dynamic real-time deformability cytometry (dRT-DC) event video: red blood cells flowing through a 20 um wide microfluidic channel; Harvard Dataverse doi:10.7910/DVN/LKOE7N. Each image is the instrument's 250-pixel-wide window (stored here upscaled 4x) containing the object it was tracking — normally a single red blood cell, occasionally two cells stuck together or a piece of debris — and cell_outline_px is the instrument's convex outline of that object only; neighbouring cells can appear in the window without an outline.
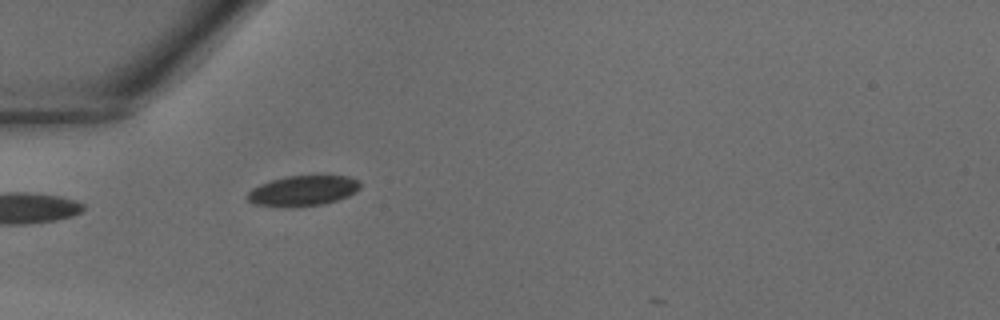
{"species": "common noctule bat (a hibernating species)", "species_latin": "Nyctalus noctula", "temperature_condition": "warm", "stored_images_in_passage": 25, "camera_frame_rate_fps": 3000, "um_per_image_px": 0.085, "animal": {"sex": "male", "body_mass_g": 18.8}, "frame": {"image": 1, "passage_image": 1, "time_ms": 0.0, "image_size_px": [1000, 320], "cell_outline_px": [[360, 188], [356, 192], [348, 196], [324, 204], [296, 208], [288, 208], [256, 204], [248, 200], [244, 196], [252, 188], [260, 184], [272, 180], [288, 176], [348, 176], [360, 180]], "centroid_in_image_um": [25.74, 16.23], "position_along_channel_um": 59.3, "area_um2": 20.17}}
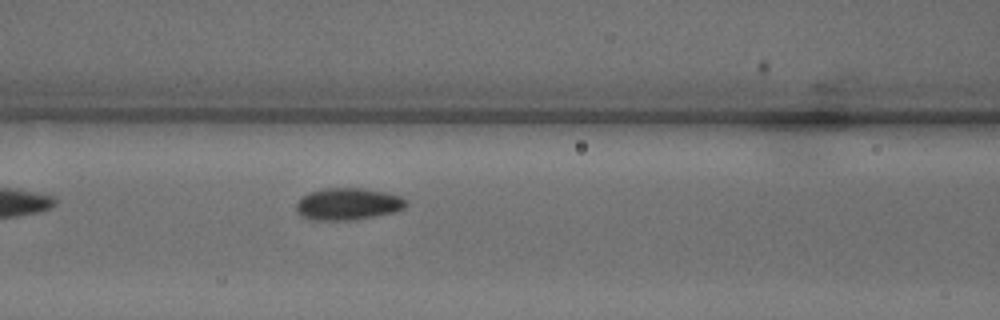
{"frame": {"image": 2, "passage_image": 6, "time_ms": 1.667, "image_size_px": [1000, 320], "cell_outline_px": [[408, 204], [404, 208], [396, 212], [356, 220], [312, 220], [300, 216], [296, 212], [296, 204], [304, 196], [312, 192], [324, 188], [364, 188], [384, 192], [400, 196]], "centroid_in_image_um": [29.58, 17.36], "position_along_channel_um": 137.0, "area_um2": 20.52}}
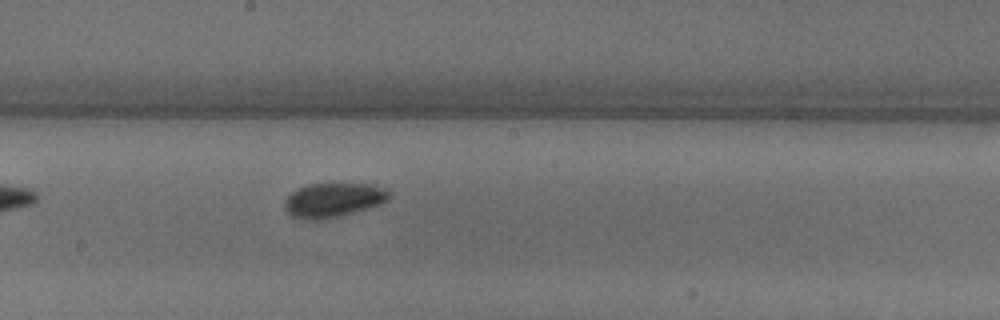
{"frame": {"image": 3, "passage_image": 11, "time_ms": 3.333, "image_size_px": [1000, 320], "cell_outline_px": [[392, 196], [388, 200], [380, 204], [340, 216], [320, 220], [308, 220], [292, 216], [284, 208], [284, 200], [296, 188], [308, 184], [368, 184], [384, 188]], "centroid_in_image_um": [28.3, 17.0], "position_along_channel_um": 219.9, "area_um2": 20.81}}